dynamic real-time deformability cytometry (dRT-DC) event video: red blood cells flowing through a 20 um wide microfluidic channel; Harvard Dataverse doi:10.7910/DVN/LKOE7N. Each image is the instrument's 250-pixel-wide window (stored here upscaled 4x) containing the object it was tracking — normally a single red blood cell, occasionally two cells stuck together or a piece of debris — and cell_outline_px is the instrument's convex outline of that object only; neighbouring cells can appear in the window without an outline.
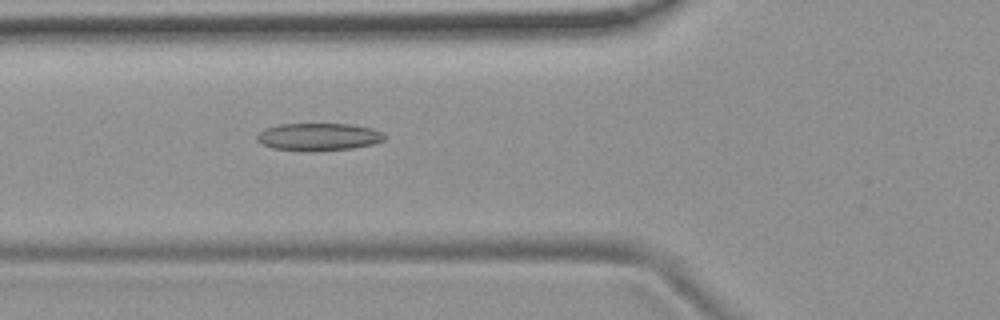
{"species": "common noctule bat (a hibernating species)", "species_latin": "Nyctalus noctula", "temperature_condition": "room temperature", "stored_images_in_passage": 54, "camera_frame_rate_fps": 3000, "um_per_image_px": 0.085, "animal": {"sex": "female", "body_mass_g": 19.9}, "frame": {"image": 1, "passage_image": 20, "time_ms": 6.333, "image_size_px": [1000, 320], "cell_outline_px": [[384, 140], [372, 144], [352, 148], [312, 152], [272, 148], [260, 144], [256, 140], [256, 136], [264, 128], [280, 124], [348, 124], [372, 128], [380, 132], [384, 136]], "centroid_in_image_um": [27.01, 11.64], "position_along_channel_um": 98.8, "area_um2": 20.52}}
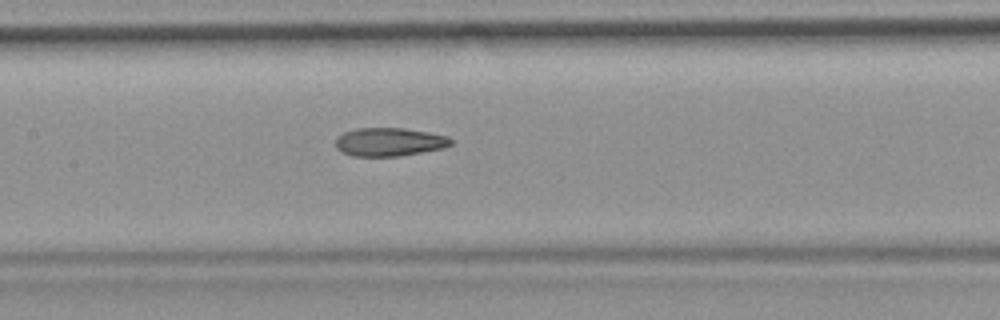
{"frame": {"image": 2, "passage_image": 26, "time_ms": 8.333, "image_size_px": [1000, 320], "cell_outline_px": [[452, 144], [444, 148], [400, 156], [352, 156], [340, 152], [336, 148], [336, 136], [344, 132], [356, 128], [404, 128], [428, 132], [448, 136], [452, 140]], "centroid_in_image_um": [33.07, 12.06], "position_along_channel_um": 174.3, "area_um2": 19.25}}
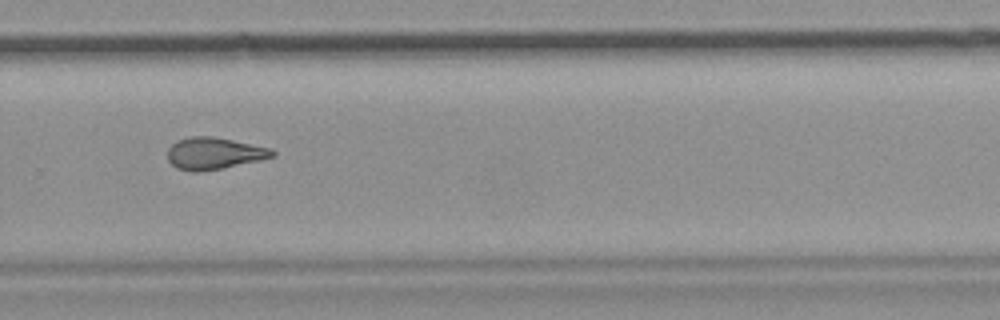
{"frame": {"image": 3, "passage_image": 37, "time_ms": 12.0, "image_size_px": [1000, 320], "cell_outline_px": [[276, 156], [264, 160], [224, 168], [200, 172], [192, 172], [176, 168], [168, 160], [168, 148], [176, 140], [188, 136], [212, 136], [272, 148], [276, 152]], "centroid_in_image_um": [18.23, 13.04], "position_along_channel_um": 311.6, "area_um2": 19.88}, "authors_computed_cell_mechanics": {"area_um2": 20.3456, "velocity_mm_per_s": 3.764, "shape_relaxation_time_tau1_ms": null, "shape_relaxation_time_tau2_ms": 3.6787, "deformation_change_tau1": null, "deformation_change_tau2": 0.1306}}